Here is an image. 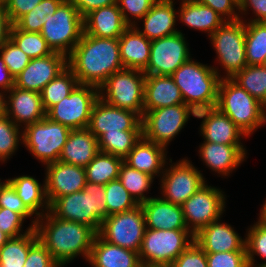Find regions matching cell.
I'll use <instances>...</instances> for the list:
<instances>
[{"label":"cell","instance_id":"cell-33","mask_svg":"<svg viewBox=\"0 0 266 267\" xmlns=\"http://www.w3.org/2000/svg\"><path fill=\"white\" fill-rule=\"evenodd\" d=\"M7 181L13 186L25 206L36 216V219L49 211L50 204L46 195L45 181L41 185L38 180L28 175L10 178ZM39 209L41 212L38 211Z\"/></svg>","mask_w":266,"mask_h":267},{"label":"cell","instance_id":"cell-21","mask_svg":"<svg viewBox=\"0 0 266 267\" xmlns=\"http://www.w3.org/2000/svg\"><path fill=\"white\" fill-rule=\"evenodd\" d=\"M195 117L203 119L200 132L205 142L242 145L240 141L244 136L246 137L235 123L217 107L197 111Z\"/></svg>","mask_w":266,"mask_h":267},{"label":"cell","instance_id":"cell-3","mask_svg":"<svg viewBox=\"0 0 266 267\" xmlns=\"http://www.w3.org/2000/svg\"><path fill=\"white\" fill-rule=\"evenodd\" d=\"M218 68L192 60L183 63L171 76L179 87L184 104L195 112L216 107L221 74Z\"/></svg>","mask_w":266,"mask_h":267},{"label":"cell","instance_id":"cell-41","mask_svg":"<svg viewBox=\"0 0 266 267\" xmlns=\"http://www.w3.org/2000/svg\"><path fill=\"white\" fill-rule=\"evenodd\" d=\"M10 39L31 59L44 57L52 53L40 32H26L12 25Z\"/></svg>","mask_w":266,"mask_h":267},{"label":"cell","instance_id":"cell-54","mask_svg":"<svg viewBox=\"0 0 266 267\" xmlns=\"http://www.w3.org/2000/svg\"><path fill=\"white\" fill-rule=\"evenodd\" d=\"M42 0H5V11L12 25H14L23 15L29 13Z\"/></svg>","mask_w":266,"mask_h":267},{"label":"cell","instance_id":"cell-23","mask_svg":"<svg viewBox=\"0 0 266 267\" xmlns=\"http://www.w3.org/2000/svg\"><path fill=\"white\" fill-rule=\"evenodd\" d=\"M199 147V156L204 164L224 177L230 175L246 159L247 151L243 145H227L204 141Z\"/></svg>","mask_w":266,"mask_h":267},{"label":"cell","instance_id":"cell-6","mask_svg":"<svg viewBox=\"0 0 266 267\" xmlns=\"http://www.w3.org/2000/svg\"><path fill=\"white\" fill-rule=\"evenodd\" d=\"M193 241L194 235L189 230L146 228L138 252L142 266L169 267Z\"/></svg>","mask_w":266,"mask_h":267},{"label":"cell","instance_id":"cell-19","mask_svg":"<svg viewBox=\"0 0 266 267\" xmlns=\"http://www.w3.org/2000/svg\"><path fill=\"white\" fill-rule=\"evenodd\" d=\"M46 195L49 204L67 194L79 192L86 184L85 167L60 161L46 164Z\"/></svg>","mask_w":266,"mask_h":267},{"label":"cell","instance_id":"cell-17","mask_svg":"<svg viewBox=\"0 0 266 267\" xmlns=\"http://www.w3.org/2000/svg\"><path fill=\"white\" fill-rule=\"evenodd\" d=\"M141 121L134 111L113 107L99 98L93 106L87 128L98 139L103 133L142 130Z\"/></svg>","mask_w":266,"mask_h":267},{"label":"cell","instance_id":"cell-11","mask_svg":"<svg viewBox=\"0 0 266 267\" xmlns=\"http://www.w3.org/2000/svg\"><path fill=\"white\" fill-rule=\"evenodd\" d=\"M190 115L195 117L196 112L186 104L144 111L141 121L143 137L166 148L184 128Z\"/></svg>","mask_w":266,"mask_h":267},{"label":"cell","instance_id":"cell-30","mask_svg":"<svg viewBox=\"0 0 266 267\" xmlns=\"http://www.w3.org/2000/svg\"><path fill=\"white\" fill-rule=\"evenodd\" d=\"M99 152L98 139L88 128L74 129L68 135L59 161L86 167Z\"/></svg>","mask_w":266,"mask_h":267},{"label":"cell","instance_id":"cell-40","mask_svg":"<svg viewBox=\"0 0 266 267\" xmlns=\"http://www.w3.org/2000/svg\"><path fill=\"white\" fill-rule=\"evenodd\" d=\"M153 179L152 176L133 169L124 162L120 166L118 180L139 205L152 198L145 196L144 192L150 190Z\"/></svg>","mask_w":266,"mask_h":267},{"label":"cell","instance_id":"cell-55","mask_svg":"<svg viewBox=\"0 0 266 267\" xmlns=\"http://www.w3.org/2000/svg\"><path fill=\"white\" fill-rule=\"evenodd\" d=\"M248 9L256 16L251 22H266V0H239V13L246 15Z\"/></svg>","mask_w":266,"mask_h":267},{"label":"cell","instance_id":"cell-45","mask_svg":"<svg viewBox=\"0 0 266 267\" xmlns=\"http://www.w3.org/2000/svg\"><path fill=\"white\" fill-rule=\"evenodd\" d=\"M248 230L247 237H245L247 261L249 267H254L256 265L254 255L266 259V224L258 219L257 223L250 226ZM258 265H266V262Z\"/></svg>","mask_w":266,"mask_h":267},{"label":"cell","instance_id":"cell-59","mask_svg":"<svg viewBox=\"0 0 266 267\" xmlns=\"http://www.w3.org/2000/svg\"><path fill=\"white\" fill-rule=\"evenodd\" d=\"M259 220H261L264 224H266V200L264 201V204L262 205V208L259 213Z\"/></svg>","mask_w":266,"mask_h":267},{"label":"cell","instance_id":"cell-18","mask_svg":"<svg viewBox=\"0 0 266 267\" xmlns=\"http://www.w3.org/2000/svg\"><path fill=\"white\" fill-rule=\"evenodd\" d=\"M67 67V57L51 54L31 59L20 74L15 77V87L41 93L43 88Z\"/></svg>","mask_w":266,"mask_h":267},{"label":"cell","instance_id":"cell-64","mask_svg":"<svg viewBox=\"0 0 266 267\" xmlns=\"http://www.w3.org/2000/svg\"><path fill=\"white\" fill-rule=\"evenodd\" d=\"M255 267H266V265H256Z\"/></svg>","mask_w":266,"mask_h":267},{"label":"cell","instance_id":"cell-14","mask_svg":"<svg viewBox=\"0 0 266 267\" xmlns=\"http://www.w3.org/2000/svg\"><path fill=\"white\" fill-rule=\"evenodd\" d=\"M223 193L221 189L205 183L181 205L187 229L193 235L221 218L226 207Z\"/></svg>","mask_w":266,"mask_h":267},{"label":"cell","instance_id":"cell-13","mask_svg":"<svg viewBox=\"0 0 266 267\" xmlns=\"http://www.w3.org/2000/svg\"><path fill=\"white\" fill-rule=\"evenodd\" d=\"M146 223L141 205L132 210L108 216L98 235L110 244L139 252Z\"/></svg>","mask_w":266,"mask_h":267},{"label":"cell","instance_id":"cell-51","mask_svg":"<svg viewBox=\"0 0 266 267\" xmlns=\"http://www.w3.org/2000/svg\"><path fill=\"white\" fill-rule=\"evenodd\" d=\"M24 218L8 208H0V230L7 234L10 238H15L31 231L33 227L30 225L23 233L22 224ZM22 231V233H20Z\"/></svg>","mask_w":266,"mask_h":267},{"label":"cell","instance_id":"cell-32","mask_svg":"<svg viewBox=\"0 0 266 267\" xmlns=\"http://www.w3.org/2000/svg\"><path fill=\"white\" fill-rule=\"evenodd\" d=\"M180 9L177 10L179 19L186 26L205 31L210 37L223 23L224 19L212 8L194 0H181ZM180 13V14H179Z\"/></svg>","mask_w":266,"mask_h":267},{"label":"cell","instance_id":"cell-38","mask_svg":"<svg viewBox=\"0 0 266 267\" xmlns=\"http://www.w3.org/2000/svg\"><path fill=\"white\" fill-rule=\"evenodd\" d=\"M77 84L76 76L67 66L41 91V99L45 111L47 112L52 106L69 96Z\"/></svg>","mask_w":266,"mask_h":267},{"label":"cell","instance_id":"cell-20","mask_svg":"<svg viewBox=\"0 0 266 267\" xmlns=\"http://www.w3.org/2000/svg\"><path fill=\"white\" fill-rule=\"evenodd\" d=\"M4 94V113L17 125L24 127L42 120L46 116L41 93L22 90L13 86ZM8 98H7V97ZM8 100H7V99ZM22 123V124H21Z\"/></svg>","mask_w":266,"mask_h":267},{"label":"cell","instance_id":"cell-61","mask_svg":"<svg viewBox=\"0 0 266 267\" xmlns=\"http://www.w3.org/2000/svg\"><path fill=\"white\" fill-rule=\"evenodd\" d=\"M3 103H4V94L3 92H0V115L4 112Z\"/></svg>","mask_w":266,"mask_h":267},{"label":"cell","instance_id":"cell-63","mask_svg":"<svg viewBox=\"0 0 266 267\" xmlns=\"http://www.w3.org/2000/svg\"><path fill=\"white\" fill-rule=\"evenodd\" d=\"M261 66H263V67L266 68V57H265V59L262 61Z\"/></svg>","mask_w":266,"mask_h":267},{"label":"cell","instance_id":"cell-36","mask_svg":"<svg viewBox=\"0 0 266 267\" xmlns=\"http://www.w3.org/2000/svg\"><path fill=\"white\" fill-rule=\"evenodd\" d=\"M142 136V130H119L114 133H103L98 138L99 150L124 159Z\"/></svg>","mask_w":266,"mask_h":267},{"label":"cell","instance_id":"cell-60","mask_svg":"<svg viewBox=\"0 0 266 267\" xmlns=\"http://www.w3.org/2000/svg\"><path fill=\"white\" fill-rule=\"evenodd\" d=\"M10 239V237L0 230V248Z\"/></svg>","mask_w":266,"mask_h":267},{"label":"cell","instance_id":"cell-1","mask_svg":"<svg viewBox=\"0 0 266 267\" xmlns=\"http://www.w3.org/2000/svg\"><path fill=\"white\" fill-rule=\"evenodd\" d=\"M67 66L78 84L97 87L113 73L123 69L118 38H99L83 32L80 41L67 57Z\"/></svg>","mask_w":266,"mask_h":267},{"label":"cell","instance_id":"cell-44","mask_svg":"<svg viewBox=\"0 0 266 267\" xmlns=\"http://www.w3.org/2000/svg\"><path fill=\"white\" fill-rule=\"evenodd\" d=\"M19 129L4 112L0 115V162L5 163L19 147V140H23Z\"/></svg>","mask_w":266,"mask_h":267},{"label":"cell","instance_id":"cell-28","mask_svg":"<svg viewBox=\"0 0 266 267\" xmlns=\"http://www.w3.org/2000/svg\"><path fill=\"white\" fill-rule=\"evenodd\" d=\"M166 153L165 147L148 141L142 136L131 152L123 159V162L154 178L163 173L166 160H168Z\"/></svg>","mask_w":266,"mask_h":267},{"label":"cell","instance_id":"cell-15","mask_svg":"<svg viewBox=\"0 0 266 267\" xmlns=\"http://www.w3.org/2000/svg\"><path fill=\"white\" fill-rule=\"evenodd\" d=\"M169 165V168L165 167L163 170L162 177L160 176L162 178L160 188L163 196L161 198L181 206L206 181L201 171L186 158Z\"/></svg>","mask_w":266,"mask_h":267},{"label":"cell","instance_id":"cell-27","mask_svg":"<svg viewBox=\"0 0 266 267\" xmlns=\"http://www.w3.org/2000/svg\"><path fill=\"white\" fill-rule=\"evenodd\" d=\"M184 104L179 87L172 76L146 75L144 83V111Z\"/></svg>","mask_w":266,"mask_h":267},{"label":"cell","instance_id":"cell-35","mask_svg":"<svg viewBox=\"0 0 266 267\" xmlns=\"http://www.w3.org/2000/svg\"><path fill=\"white\" fill-rule=\"evenodd\" d=\"M123 159L111 154L99 152L85 167L86 181L105 185L118 179Z\"/></svg>","mask_w":266,"mask_h":267},{"label":"cell","instance_id":"cell-10","mask_svg":"<svg viewBox=\"0 0 266 267\" xmlns=\"http://www.w3.org/2000/svg\"><path fill=\"white\" fill-rule=\"evenodd\" d=\"M209 38L218 56L216 61L227 72L224 78H232L247 66L244 20L224 21Z\"/></svg>","mask_w":266,"mask_h":267},{"label":"cell","instance_id":"cell-26","mask_svg":"<svg viewBox=\"0 0 266 267\" xmlns=\"http://www.w3.org/2000/svg\"><path fill=\"white\" fill-rule=\"evenodd\" d=\"M173 2L174 0H157L150 11L141 19L144 22L143 31L139 27H135L149 40L180 32L177 28L175 29L178 12H176Z\"/></svg>","mask_w":266,"mask_h":267},{"label":"cell","instance_id":"cell-24","mask_svg":"<svg viewBox=\"0 0 266 267\" xmlns=\"http://www.w3.org/2000/svg\"><path fill=\"white\" fill-rule=\"evenodd\" d=\"M140 205L147 229L188 230L180 205L170 203L161 197H152Z\"/></svg>","mask_w":266,"mask_h":267},{"label":"cell","instance_id":"cell-56","mask_svg":"<svg viewBox=\"0 0 266 267\" xmlns=\"http://www.w3.org/2000/svg\"><path fill=\"white\" fill-rule=\"evenodd\" d=\"M77 9L79 14L84 18L91 11L116 4L117 0H69Z\"/></svg>","mask_w":266,"mask_h":267},{"label":"cell","instance_id":"cell-31","mask_svg":"<svg viewBox=\"0 0 266 267\" xmlns=\"http://www.w3.org/2000/svg\"><path fill=\"white\" fill-rule=\"evenodd\" d=\"M118 39L123 67L144 71L150 59L151 40L135 26H129Z\"/></svg>","mask_w":266,"mask_h":267},{"label":"cell","instance_id":"cell-2","mask_svg":"<svg viewBox=\"0 0 266 267\" xmlns=\"http://www.w3.org/2000/svg\"><path fill=\"white\" fill-rule=\"evenodd\" d=\"M31 226L35 228L38 240L61 267L78 255L89 260L97 233L88 225L59 219L48 211L43 216L34 218Z\"/></svg>","mask_w":266,"mask_h":267},{"label":"cell","instance_id":"cell-58","mask_svg":"<svg viewBox=\"0 0 266 267\" xmlns=\"http://www.w3.org/2000/svg\"><path fill=\"white\" fill-rule=\"evenodd\" d=\"M11 22L5 11L4 5L0 3V46L10 38Z\"/></svg>","mask_w":266,"mask_h":267},{"label":"cell","instance_id":"cell-37","mask_svg":"<svg viewBox=\"0 0 266 267\" xmlns=\"http://www.w3.org/2000/svg\"><path fill=\"white\" fill-rule=\"evenodd\" d=\"M245 54L247 65H261L266 57V22H246Z\"/></svg>","mask_w":266,"mask_h":267},{"label":"cell","instance_id":"cell-16","mask_svg":"<svg viewBox=\"0 0 266 267\" xmlns=\"http://www.w3.org/2000/svg\"><path fill=\"white\" fill-rule=\"evenodd\" d=\"M187 41L182 32L151 40L150 59L145 75L171 76L190 59Z\"/></svg>","mask_w":266,"mask_h":267},{"label":"cell","instance_id":"cell-52","mask_svg":"<svg viewBox=\"0 0 266 267\" xmlns=\"http://www.w3.org/2000/svg\"><path fill=\"white\" fill-rule=\"evenodd\" d=\"M24 267H61L47 248L37 240L30 248Z\"/></svg>","mask_w":266,"mask_h":267},{"label":"cell","instance_id":"cell-49","mask_svg":"<svg viewBox=\"0 0 266 267\" xmlns=\"http://www.w3.org/2000/svg\"><path fill=\"white\" fill-rule=\"evenodd\" d=\"M208 267H249L246 251L206 253Z\"/></svg>","mask_w":266,"mask_h":267},{"label":"cell","instance_id":"cell-5","mask_svg":"<svg viewBox=\"0 0 266 267\" xmlns=\"http://www.w3.org/2000/svg\"><path fill=\"white\" fill-rule=\"evenodd\" d=\"M216 107L246 136L265 124L264 105L231 78L220 79Z\"/></svg>","mask_w":266,"mask_h":267},{"label":"cell","instance_id":"cell-22","mask_svg":"<svg viewBox=\"0 0 266 267\" xmlns=\"http://www.w3.org/2000/svg\"><path fill=\"white\" fill-rule=\"evenodd\" d=\"M194 241L205 253L246 251L245 242L230 224L221 223L220 219L203 227Z\"/></svg>","mask_w":266,"mask_h":267},{"label":"cell","instance_id":"cell-39","mask_svg":"<svg viewBox=\"0 0 266 267\" xmlns=\"http://www.w3.org/2000/svg\"><path fill=\"white\" fill-rule=\"evenodd\" d=\"M231 79L264 106L266 105L265 67L261 65H247Z\"/></svg>","mask_w":266,"mask_h":267},{"label":"cell","instance_id":"cell-53","mask_svg":"<svg viewBox=\"0 0 266 267\" xmlns=\"http://www.w3.org/2000/svg\"><path fill=\"white\" fill-rule=\"evenodd\" d=\"M194 1L212 8L225 21H233L242 18L239 16L240 15L239 0H194Z\"/></svg>","mask_w":266,"mask_h":267},{"label":"cell","instance_id":"cell-12","mask_svg":"<svg viewBox=\"0 0 266 267\" xmlns=\"http://www.w3.org/2000/svg\"><path fill=\"white\" fill-rule=\"evenodd\" d=\"M98 99L97 87L77 84L69 96L46 112V117L71 130L87 128L93 106Z\"/></svg>","mask_w":266,"mask_h":267},{"label":"cell","instance_id":"cell-34","mask_svg":"<svg viewBox=\"0 0 266 267\" xmlns=\"http://www.w3.org/2000/svg\"><path fill=\"white\" fill-rule=\"evenodd\" d=\"M37 240L35 228L22 236L10 238L0 248V267H24L29 248Z\"/></svg>","mask_w":266,"mask_h":267},{"label":"cell","instance_id":"cell-57","mask_svg":"<svg viewBox=\"0 0 266 267\" xmlns=\"http://www.w3.org/2000/svg\"><path fill=\"white\" fill-rule=\"evenodd\" d=\"M15 85V78L7 69L3 58L0 56V90L3 94L8 92Z\"/></svg>","mask_w":266,"mask_h":267},{"label":"cell","instance_id":"cell-46","mask_svg":"<svg viewBox=\"0 0 266 267\" xmlns=\"http://www.w3.org/2000/svg\"><path fill=\"white\" fill-rule=\"evenodd\" d=\"M0 56L14 78L31 60L10 38L0 46Z\"/></svg>","mask_w":266,"mask_h":267},{"label":"cell","instance_id":"cell-62","mask_svg":"<svg viewBox=\"0 0 266 267\" xmlns=\"http://www.w3.org/2000/svg\"><path fill=\"white\" fill-rule=\"evenodd\" d=\"M264 123H266V105L264 106Z\"/></svg>","mask_w":266,"mask_h":267},{"label":"cell","instance_id":"cell-8","mask_svg":"<svg viewBox=\"0 0 266 267\" xmlns=\"http://www.w3.org/2000/svg\"><path fill=\"white\" fill-rule=\"evenodd\" d=\"M145 78L143 71L123 68L107 78L99 88V98L113 107L134 111L142 118Z\"/></svg>","mask_w":266,"mask_h":267},{"label":"cell","instance_id":"cell-29","mask_svg":"<svg viewBox=\"0 0 266 267\" xmlns=\"http://www.w3.org/2000/svg\"><path fill=\"white\" fill-rule=\"evenodd\" d=\"M88 261L93 267H143L138 252L110 244L98 234Z\"/></svg>","mask_w":266,"mask_h":267},{"label":"cell","instance_id":"cell-4","mask_svg":"<svg viewBox=\"0 0 266 267\" xmlns=\"http://www.w3.org/2000/svg\"><path fill=\"white\" fill-rule=\"evenodd\" d=\"M49 211L59 219L88 225L98 233L108 217L104 185L86 181L82 191L55 199Z\"/></svg>","mask_w":266,"mask_h":267},{"label":"cell","instance_id":"cell-42","mask_svg":"<svg viewBox=\"0 0 266 267\" xmlns=\"http://www.w3.org/2000/svg\"><path fill=\"white\" fill-rule=\"evenodd\" d=\"M64 0H42L29 13L23 15L14 25L26 32H40L44 23L56 12Z\"/></svg>","mask_w":266,"mask_h":267},{"label":"cell","instance_id":"cell-48","mask_svg":"<svg viewBox=\"0 0 266 267\" xmlns=\"http://www.w3.org/2000/svg\"><path fill=\"white\" fill-rule=\"evenodd\" d=\"M0 208H8L20 214L24 219L35 216L22 202L13 186L5 180L0 187Z\"/></svg>","mask_w":266,"mask_h":267},{"label":"cell","instance_id":"cell-50","mask_svg":"<svg viewBox=\"0 0 266 267\" xmlns=\"http://www.w3.org/2000/svg\"><path fill=\"white\" fill-rule=\"evenodd\" d=\"M169 267H208L206 253L193 241Z\"/></svg>","mask_w":266,"mask_h":267},{"label":"cell","instance_id":"cell-43","mask_svg":"<svg viewBox=\"0 0 266 267\" xmlns=\"http://www.w3.org/2000/svg\"><path fill=\"white\" fill-rule=\"evenodd\" d=\"M104 191L108 216L132 210L139 205L118 179L105 184Z\"/></svg>","mask_w":266,"mask_h":267},{"label":"cell","instance_id":"cell-7","mask_svg":"<svg viewBox=\"0 0 266 267\" xmlns=\"http://www.w3.org/2000/svg\"><path fill=\"white\" fill-rule=\"evenodd\" d=\"M83 32V17L69 0H64L44 23L40 34L52 52L68 57L80 41Z\"/></svg>","mask_w":266,"mask_h":267},{"label":"cell","instance_id":"cell-9","mask_svg":"<svg viewBox=\"0 0 266 267\" xmlns=\"http://www.w3.org/2000/svg\"><path fill=\"white\" fill-rule=\"evenodd\" d=\"M22 142L44 165L59 161L71 129L44 117L23 128Z\"/></svg>","mask_w":266,"mask_h":267},{"label":"cell","instance_id":"cell-25","mask_svg":"<svg viewBox=\"0 0 266 267\" xmlns=\"http://www.w3.org/2000/svg\"><path fill=\"white\" fill-rule=\"evenodd\" d=\"M83 24L85 34L99 38H119L129 27L117 3L91 11Z\"/></svg>","mask_w":266,"mask_h":267},{"label":"cell","instance_id":"cell-47","mask_svg":"<svg viewBox=\"0 0 266 267\" xmlns=\"http://www.w3.org/2000/svg\"><path fill=\"white\" fill-rule=\"evenodd\" d=\"M157 0H117L125 22L129 26H136V20H141ZM131 15L130 18L128 15ZM131 17H133V20ZM133 20V21H132Z\"/></svg>","mask_w":266,"mask_h":267}]
</instances>
